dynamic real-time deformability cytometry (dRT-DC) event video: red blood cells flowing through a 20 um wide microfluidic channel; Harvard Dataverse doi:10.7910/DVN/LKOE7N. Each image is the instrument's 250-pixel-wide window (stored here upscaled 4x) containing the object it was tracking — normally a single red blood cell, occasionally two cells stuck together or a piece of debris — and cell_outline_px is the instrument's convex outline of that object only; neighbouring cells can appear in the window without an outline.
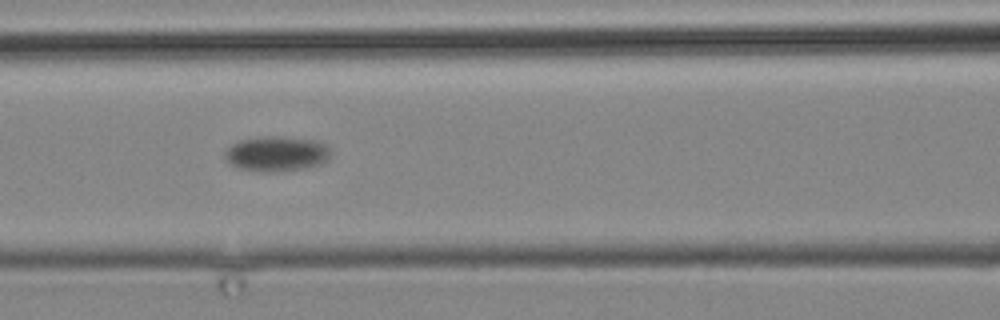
{"species": "common noctule bat (a hibernating species)", "species_latin": "Nyctalus noctula", "temperature_condition": "cold", "stored_images_in_passage": 6, "camera_frame_rate_fps": 3000, "um_per_image_px": 0.085, "animal": {"sex": "male", "body_mass_g": 19.2, "forearm_length_mm": 51.8}, "frame": {"image": 1, "passage_image": 5, "time_ms": 4.667, "image_size_px": [1000, 320], "cell_outline_px": [[332, 148], [328, 160], [320, 164], [300, 168], [272, 172], [268, 172], [240, 168], [232, 164], [224, 156], [224, 152], [232, 144], [240, 140], [256, 136], [280, 136], [320, 140], [328, 144]], "centroid_in_image_um": [23.56, 13.03], "position_along_channel_um": 143.0, "area_um2": 21.79}}